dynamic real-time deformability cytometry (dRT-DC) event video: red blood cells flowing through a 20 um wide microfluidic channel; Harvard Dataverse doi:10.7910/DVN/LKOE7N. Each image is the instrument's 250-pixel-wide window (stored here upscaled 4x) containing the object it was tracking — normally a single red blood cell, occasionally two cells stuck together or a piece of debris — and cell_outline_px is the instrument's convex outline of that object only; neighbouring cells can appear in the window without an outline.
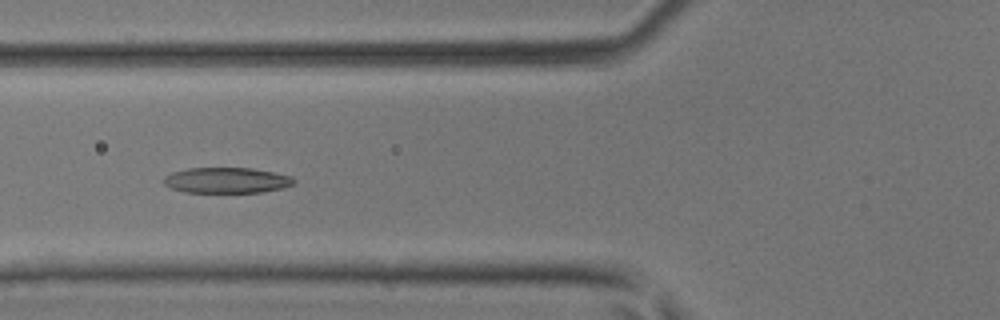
{"species": "common noctule bat (a hibernating species)", "species_latin": "Nyctalus noctula", "temperature_condition": "room temperature", "stored_images_in_passage": 48, "camera_frame_rate_fps": 3000, "um_per_image_px": 0.085, "animal": {"sex": "male", "body_mass_g": 17.9, "forearm_length_mm": 54.2}, "frame": {"image": 1, "passage_image": 19, "time_ms": 6.0, "image_size_px": [1000, 320], "cell_outline_px": [[296, 180], [292, 184], [284, 188], [260, 192], [184, 192], [172, 188], [164, 184], [164, 176], [172, 172], [188, 168], [252, 168], [292, 176]], "centroid_in_image_um": [19.27, 15.32], "position_along_channel_um": 106.5, "area_um2": 19.36}}
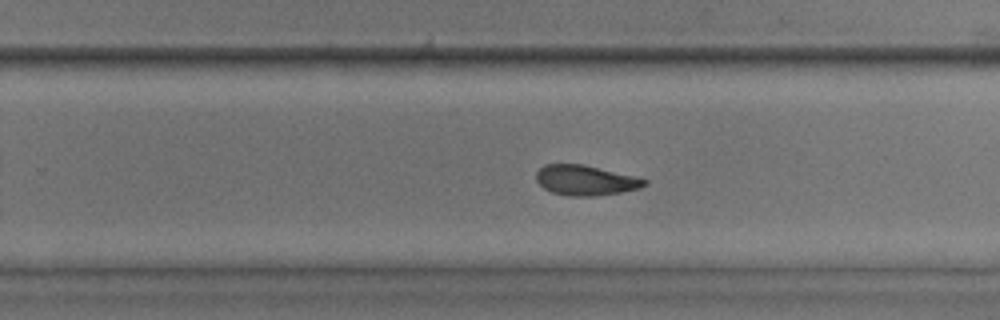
{"frame": {"image": 2, "passage_image": 31, "time_ms": 10.0, "image_size_px": [1000, 320], "cell_outline_px": [[648, 184], [640, 188], [620, 192], [596, 196], [568, 196], [552, 192], [544, 188], [536, 180], [536, 172], [544, 164], [584, 164], [648, 180]], "centroid_in_image_um": [49.75, 15.32], "position_along_channel_um": 280.1, "area_um2": 18.9}}
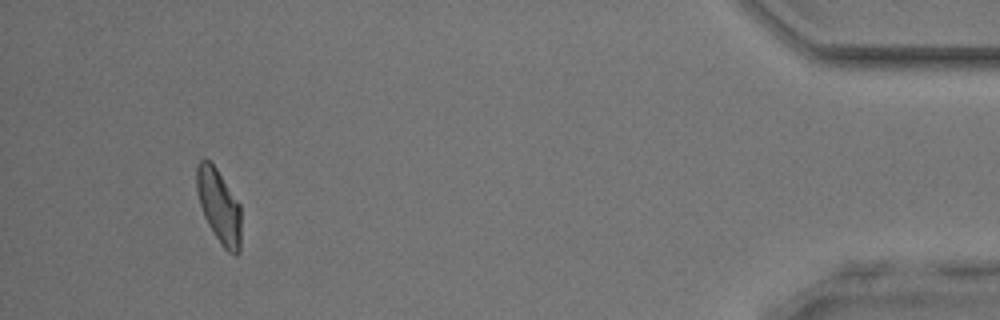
{"frame": {"image": 3, "passage_image": 45, "time_ms": 14.667, "image_size_px": [1000, 320], "cell_outline_px": [[240, 252], [236, 256], [228, 252], [220, 244], [208, 224], [204, 216], [200, 204], [196, 188], [196, 164], [204, 156], [216, 168], [240, 204]], "centroid_in_image_um": [18.6, 17.52], "position_along_channel_um": 416.6, "area_um2": 19.19}}